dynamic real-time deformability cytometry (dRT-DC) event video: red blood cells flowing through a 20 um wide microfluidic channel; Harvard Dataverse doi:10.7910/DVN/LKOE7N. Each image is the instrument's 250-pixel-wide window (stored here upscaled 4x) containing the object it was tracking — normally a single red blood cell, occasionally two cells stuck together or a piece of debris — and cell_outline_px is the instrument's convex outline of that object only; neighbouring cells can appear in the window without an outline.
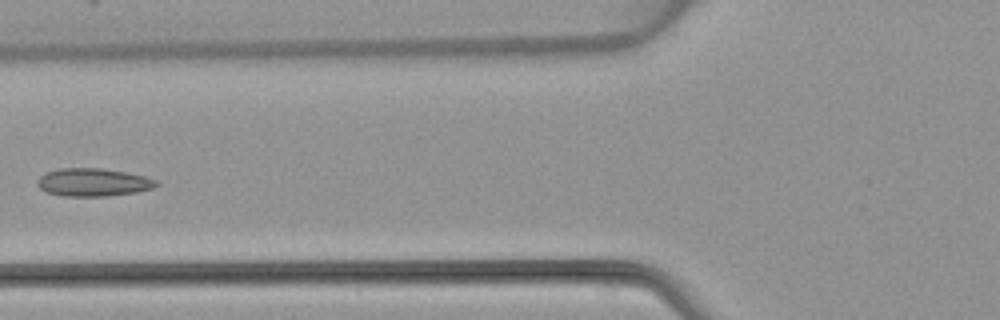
{"species": "common noctule bat (a hibernating species)", "species_latin": "Nyctalus noctula", "temperature_condition": "warm", "stored_images_in_passage": 5, "camera_frame_rate_fps": 3000, "um_per_image_px": 0.085, "animal": {"sex": "female", "body_mass_g": 22.7, "forearm_length_mm": 54.2}, "frame": {"image": 1, "passage_image": 5, "time_ms": 5.0, "image_size_px": [1000, 320], "cell_outline_px": [[160, 184], [152, 188], [136, 192], [108, 196], [64, 196], [48, 192], [40, 188], [36, 184], [36, 180], [44, 172], [60, 168], [100, 168], [124, 172], [144, 176], [156, 180]], "centroid_in_image_um": [7.89, 15.49], "position_along_channel_um": 117.9, "area_um2": 19.36}}